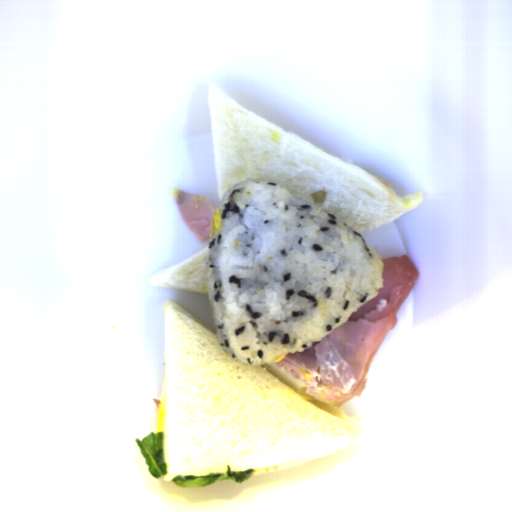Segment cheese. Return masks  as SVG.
Wrapping results in <instances>:
<instances>
[{
    "label": "cheese",
    "mask_w": 512,
    "mask_h": 512,
    "mask_svg": "<svg viewBox=\"0 0 512 512\" xmlns=\"http://www.w3.org/2000/svg\"><path fill=\"white\" fill-rule=\"evenodd\" d=\"M164 420H165V406L163 403V404H159V406L157 408L155 433H157V432L164 433Z\"/></svg>",
    "instance_id": "39d9744d"
}]
</instances>
